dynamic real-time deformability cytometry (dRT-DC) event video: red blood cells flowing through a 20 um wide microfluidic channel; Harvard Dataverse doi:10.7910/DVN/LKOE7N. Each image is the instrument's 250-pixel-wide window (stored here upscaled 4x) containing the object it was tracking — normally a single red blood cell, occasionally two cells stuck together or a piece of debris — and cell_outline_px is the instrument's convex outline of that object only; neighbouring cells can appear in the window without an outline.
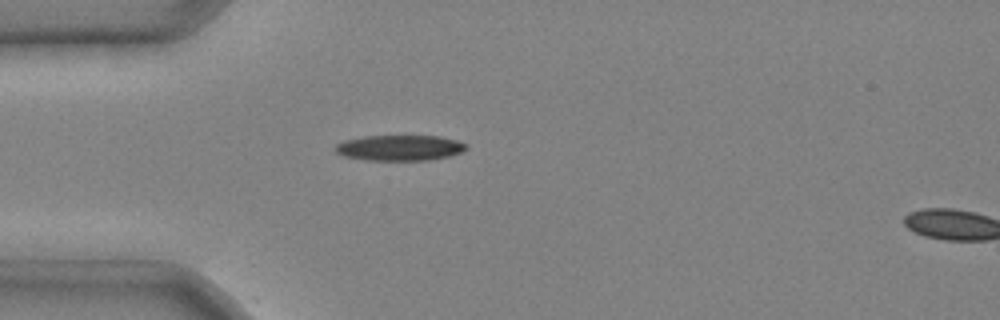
{"species": "common noctule bat (a hibernating species)", "species_latin": "Nyctalus noctula", "temperature_condition": "cold", "stored_images_in_passage": 4, "camera_frame_rate_fps": 3000, "um_per_image_px": 0.085, "animal": {"sex": "male", "body_mass_g": 20.4}, "frame": {"image": 1, "passage_image": 4, "time_ms": 1.0, "image_size_px": [1000, 320], "cell_outline_px": [[468, 148], [460, 152], [448, 156], [428, 160], [364, 160], [344, 156], [336, 152], [336, 144], [344, 140], [364, 136], [440, 136], [456, 140], [468, 144]], "centroid_in_image_um": [33.98, 12.56], "position_along_channel_um": 51.0, "area_um2": 19.48}}